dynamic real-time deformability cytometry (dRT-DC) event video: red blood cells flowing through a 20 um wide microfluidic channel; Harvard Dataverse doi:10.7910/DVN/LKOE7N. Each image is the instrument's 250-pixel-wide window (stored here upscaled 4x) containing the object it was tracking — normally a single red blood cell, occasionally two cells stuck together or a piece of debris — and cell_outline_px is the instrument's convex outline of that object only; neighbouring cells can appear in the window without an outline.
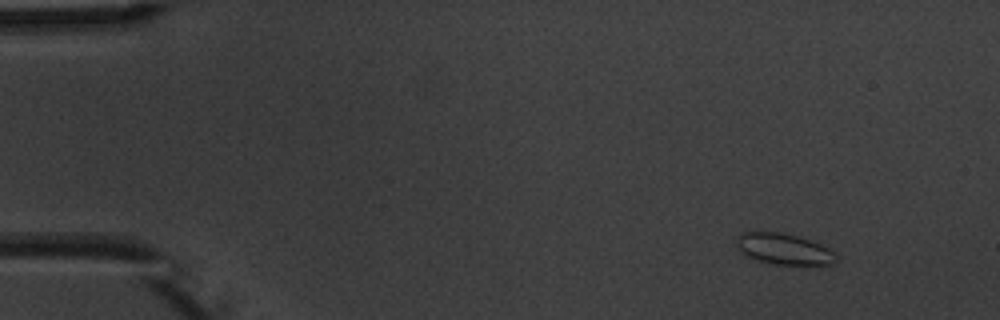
{"species": "common noctule bat (a hibernating species)", "species_latin": "Nyctalus noctula", "temperature_condition": "warm", "stored_images_in_passage": 4, "camera_frame_rate_fps": 3000, "um_per_image_px": 0.085, "animal": {"sex": "male", "body_mass_g": 20.1, "forearm_length_mm": 53.5}, "frame": {"image": 1, "passage_image": 1, "time_ms": 0.0, "image_size_px": [1000, 320], "cell_outline_px": [[836, 260], [832, 264], [776, 264], [744, 256], [740, 252], [740, 232], [780, 232], [796, 236], [820, 244], [828, 248], [836, 256]], "centroid_in_image_um": [66.64, 21.16], "position_along_channel_um": 18.4, "area_um2": 17.34}}
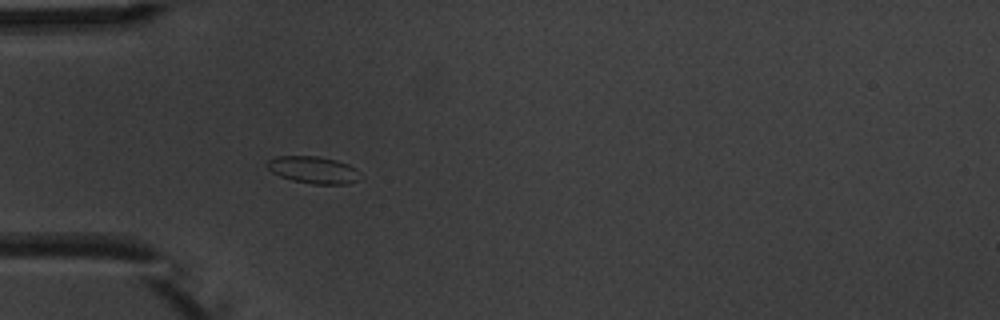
{"frame": {"image": 2, "passage_image": 4, "time_ms": 3.667, "image_size_px": [1000, 320], "cell_outline_px": [[364, 176], [348, 184], [312, 184], [292, 180], [280, 176], [272, 172], [264, 164], [268, 160], [276, 156], [320, 156], [336, 160], [348, 164], [356, 168]], "centroid_in_image_um": [26.65, 14.44], "position_along_channel_um": 58.3, "area_um2": 14.91}}